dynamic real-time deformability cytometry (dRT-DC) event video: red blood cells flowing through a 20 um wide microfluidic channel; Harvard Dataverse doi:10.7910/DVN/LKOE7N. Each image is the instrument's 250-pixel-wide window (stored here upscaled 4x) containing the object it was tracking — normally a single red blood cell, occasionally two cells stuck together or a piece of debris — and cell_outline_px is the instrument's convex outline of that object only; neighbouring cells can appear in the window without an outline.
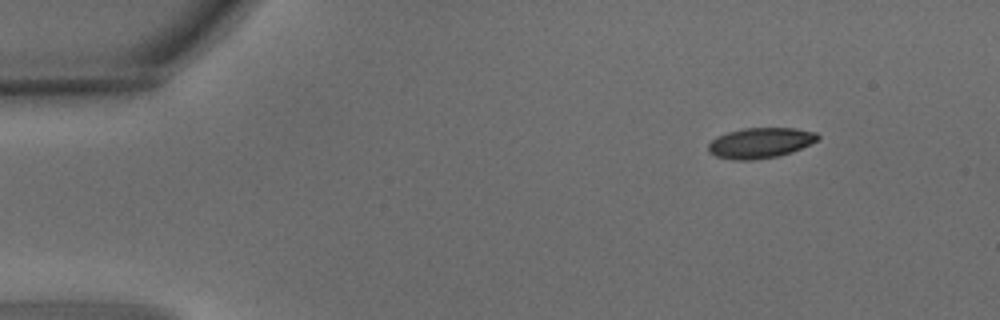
{"species": "common noctule bat (a hibernating species)", "species_latin": "Nyctalus noctula", "temperature_condition": "warm", "stored_images_in_passage": 7, "camera_frame_rate_fps": 3000, "um_per_image_px": 0.085, "animal": {"sex": "male", "body_mass_g": 15.6}, "frame": {"image": 1, "passage_image": 1, "time_ms": 0.0, "image_size_px": [1000, 320], "cell_outline_px": [[820, 140], [800, 148], [776, 156], [752, 160], [732, 160], [716, 156], [708, 152], [708, 144], [716, 136], [728, 132], [744, 128], [796, 128], [816, 132], [820, 136]], "centroid_in_image_um": [64.61, 12.14], "position_along_channel_um": 20.4, "area_um2": 19.36}}
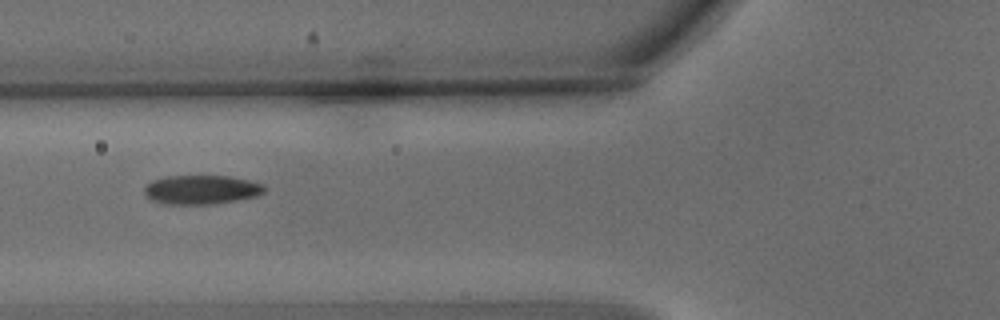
{"frame": {"image": 2, "passage_image": 5, "time_ms": 1.333, "image_size_px": [1000, 320], "cell_outline_px": [[264, 192], [256, 196], [236, 200], [212, 204], [164, 204], [152, 200], [144, 192], [144, 188], [152, 180], [164, 176], [228, 176], [248, 180], [264, 184]], "centroid_in_image_um": [17.1, 16.12], "position_along_channel_um": 108.7, "area_um2": 20.23}}
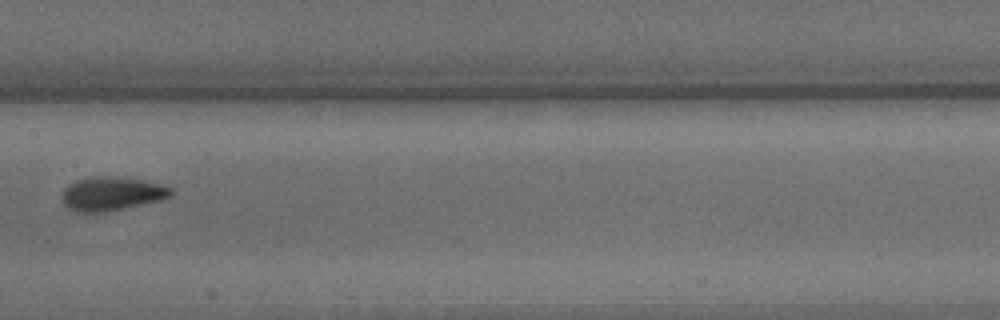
{"frame": {"image": 3, "passage_image": 7, "time_ms": 2.0, "image_size_px": [1000, 320], "cell_outline_px": [[172, 196], [160, 200], [104, 212], [76, 212], [68, 208], [64, 204], [64, 192], [76, 180], [92, 176], [100, 176], [144, 180], [160, 184], [172, 188]], "centroid_in_image_um": [9.53, 16.47], "position_along_channel_um": 197.9, "area_um2": 20.87}}